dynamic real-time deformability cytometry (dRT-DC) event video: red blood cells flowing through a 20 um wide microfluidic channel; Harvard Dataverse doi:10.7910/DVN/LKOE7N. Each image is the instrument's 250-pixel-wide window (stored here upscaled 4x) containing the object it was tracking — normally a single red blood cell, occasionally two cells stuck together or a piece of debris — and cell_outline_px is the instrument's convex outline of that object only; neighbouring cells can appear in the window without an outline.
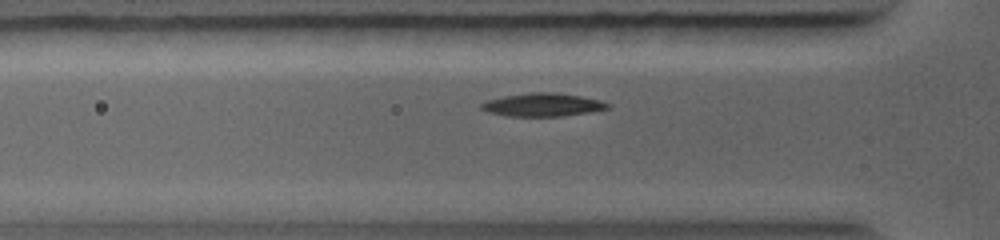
{"species": "common noctule bat (a hibernating species)", "species_latin": "Nyctalus noctula", "temperature_condition": "warm", "stored_images_in_passage": 17, "camera_frame_rate_fps": 5000, "um_per_image_px": 0.085, "animal": {"sex": "female", "body_mass_g": 19.0, "forearm_length_mm": 56.7}, "frame": {"image": 1, "passage_image": 4, "time_ms": 1.0, "image_size_px": [1000, 240], "cell_outline_px": [[612, 108], [592, 112], [564, 116], [504, 116], [488, 112], [480, 108], [480, 104], [488, 100], [504, 96], [528, 92], [556, 92], [580, 96], [600, 100], [612, 104]], "centroid_in_image_um": [46.18, 8.91], "position_along_channel_um": 79.6, "area_um2": 17.34}}
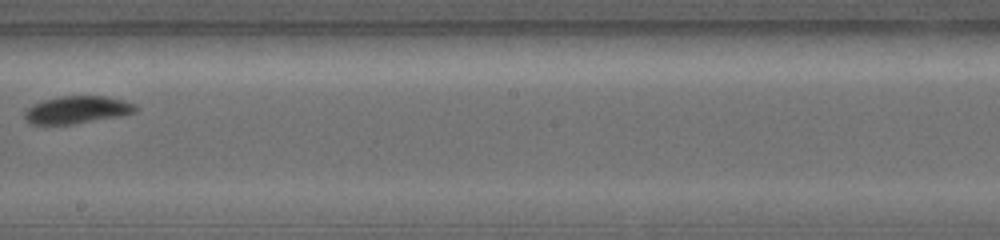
{"frame": {"image": 2, "passage_image": 12, "time_ms": 4.2, "image_size_px": [1000, 240], "cell_outline_px": [[136, 112], [120, 116], [72, 124], [32, 124], [24, 120], [24, 112], [32, 104], [44, 100], [60, 96], [108, 96], [124, 100], [136, 104]], "centroid_in_image_um": [6.55, 9.33], "position_along_channel_um": 241.7, "area_um2": 17.8}}
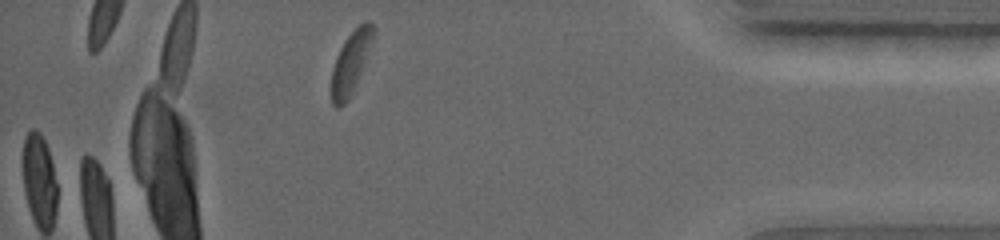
{"frame": {"image": 3, "passage_image": 17, "time_ms": 8.2, "image_size_px": [1000, 240], "cell_outline_px": [[376, 32], [352, 96], [344, 104], [336, 108], [332, 104], [332, 68], [336, 56], [344, 40], [364, 20], [368, 20], [376, 28]], "centroid_in_image_um": [29.84, 5.3], "position_along_channel_um": 405.4, "area_um2": 15.2}}